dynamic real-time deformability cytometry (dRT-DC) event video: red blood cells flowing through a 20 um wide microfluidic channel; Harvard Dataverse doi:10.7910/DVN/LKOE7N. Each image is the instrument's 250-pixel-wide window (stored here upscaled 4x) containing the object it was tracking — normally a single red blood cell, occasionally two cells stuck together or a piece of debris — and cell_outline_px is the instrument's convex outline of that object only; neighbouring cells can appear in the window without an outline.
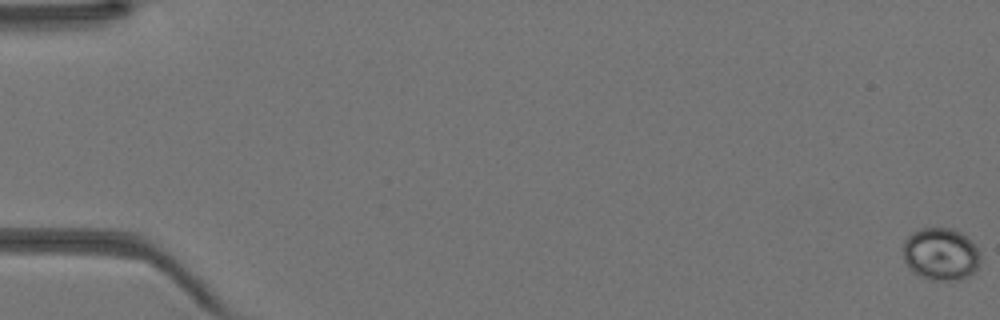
{"species": "Egyptian fruit bat (a non-hibernating species)", "species_latin": "Rousettus aegyptiacus", "temperature_condition": "warm", "stored_images_in_passage": 46, "camera_frame_rate_fps": 3000, "um_per_image_px": 0.085, "animal": {"sex": "female"}, "frame": {"image": 1, "passage_image": 1, "time_ms": 0.0, "image_size_px": [1000, 320], "cell_outline_px": [[980, 260], [976, 268], [968, 276], [960, 280], [932, 280], [920, 276], [908, 268], [904, 260], [904, 240], [912, 232], [920, 228], [952, 228], [960, 232], [976, 248], [980, 256]], "centroid_in_image_um": [79.93, 21.6], "position_along_channel_um": 5.1, "area_um2": 23.41}}
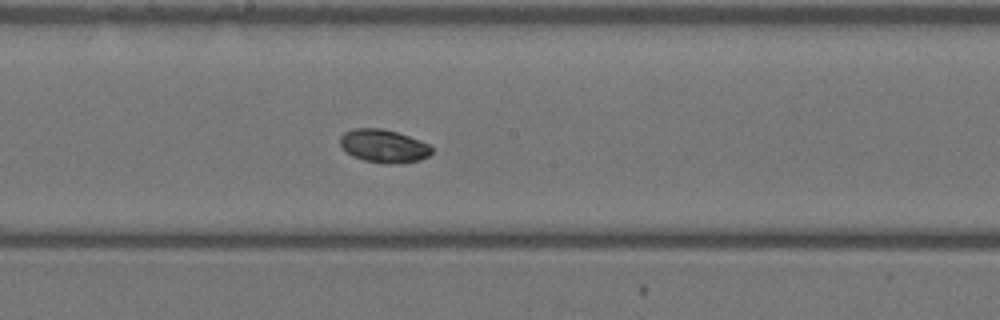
{"frame": {"image": 2, "passage_image": 26, "time_ms": 8.333, "image_size_px": [1000, 320], "cell_outline_px": [[432, 152], [428, 156], [420, 160], [392, 164], [388, 164], [364, 160], [352, 156], [340, 148], [340, 136], [344, 132], [352, 128], [380, 128], [396, 132], [420, 140], [428, 144], [432, 148]], "centroid_in_image_um": [32.57, 12.41], "position_along_channel_um": 215.6, "area_um2": 17.74}}
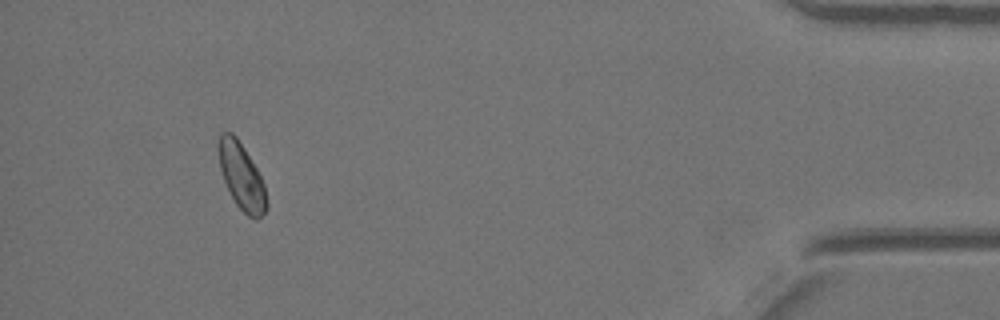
{"frame": {"image": 3, "passage_image": 43, "time_ms": 14.0, "image_size_px": [1000, 320], "cell_outline_px": [[268, 208], [256, 220], [248, 216], [236, 204], [224, 180], [220, 168], [216, 148], [216, 144], [220, 132], [232, 132], [236, 136], [244, 148], [256, 168], [264, 184], [268, 204]], "centroid_in_image_um": [20.5, 14.95], "position_along_channel_um": 414.7, "area_um2": 18.61}}